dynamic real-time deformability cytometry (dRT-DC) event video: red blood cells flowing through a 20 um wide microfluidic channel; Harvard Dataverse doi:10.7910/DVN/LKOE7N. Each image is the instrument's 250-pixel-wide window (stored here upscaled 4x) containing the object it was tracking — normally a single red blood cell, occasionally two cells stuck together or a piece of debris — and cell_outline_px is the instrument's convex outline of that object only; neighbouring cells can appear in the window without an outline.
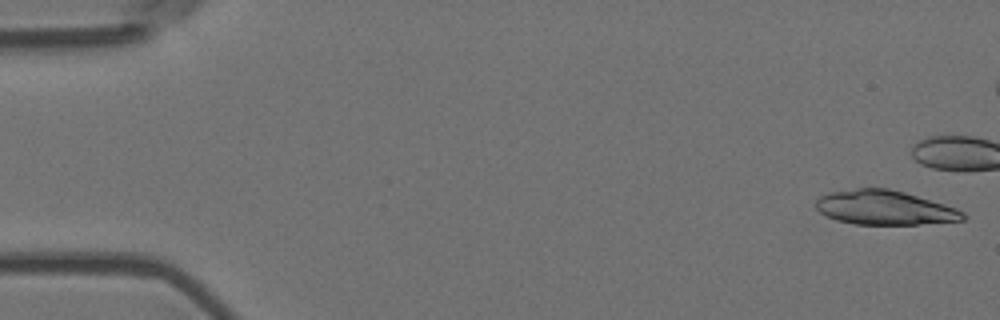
{"species": "Egyptian fruit bat (a non-hibernating species)", "species_latin": "Rousettus aegyptiacus", "temperature_condition": "room temperature", "stored_images_in_passage": 20, "camera_frame_rate_fps": 3000, "um_per_image_px": 0.085, "animal": {"sex": "female"}, "frame": {"image": 1, "passage_image": 1, "time_ms": 0.0, "image_size_px": [1000, 320], "cell_outline_px": [[968, 216], [964, 220], [916, 224], [856, 224], [836, 220], [820, 212], [816, 208], [816, 200], [820, 196], [828, 192], [856, 188], [888, 188], [904, 192], [944, 204], [956, 208], [964, 212]], "centroid_in_image_um": [75.19, 17.64], "position_along_channel_um": 9.8, "area_um2": 29.3}}